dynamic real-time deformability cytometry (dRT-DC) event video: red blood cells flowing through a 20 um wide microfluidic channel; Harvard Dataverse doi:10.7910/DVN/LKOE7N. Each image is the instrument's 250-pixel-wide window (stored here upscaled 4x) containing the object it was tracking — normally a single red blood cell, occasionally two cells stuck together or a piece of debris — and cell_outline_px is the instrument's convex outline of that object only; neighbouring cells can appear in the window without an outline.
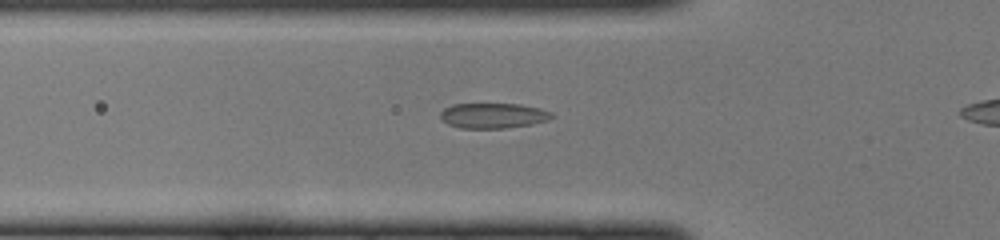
{"species": "common noctule bat (a hibernating species)", "species_latin": "Nyctalus noctula", "temperature_condition": "cold", "stored_images_in_passage": 29, "camera_frame_rate_fps": 3000, "um_per_image_px": 0.085, "animal": {"sex": "female", "body_mass_g": 22.0, "forearm_length_mm": 56.7}, "frame": {"image": 1, "passage_image": 6, "time_ms": 1.667, "image_size_px": [1000, 240], "cell_outline_px": [[556, 116], [548, 120], [532, 124], [504, 128], [460, 128], [448, 124], [440, 116], [440, 112], [444, 108], [452, 104], [520, 104], [540, 108], [552, 112]], "centroid_in_image_um": [41.95, 9.82], "position_along_channel_um": 83.9, "area_um2": 16.42}}
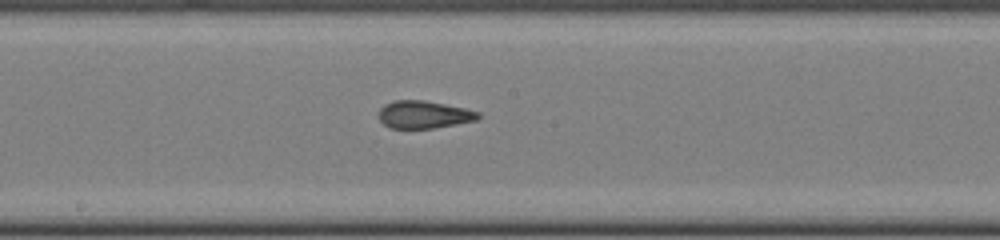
{"frame": {"image": 2, "passage_image": 15, "time_ms": 4.667, "image_size_px": [1000, 240], "cell_outline_px": [[480, 116], [476, 120], [456, 124], [432, 128], [388, 128], [380, 120], [380, 108], [384, 104], [396, 100], [424, 100], [464, 108], [480, 112]], "centroid_in_image_um": [36.02, 9.74], "position_along_channel_um": 212.2, "area_um2": 15.84}}
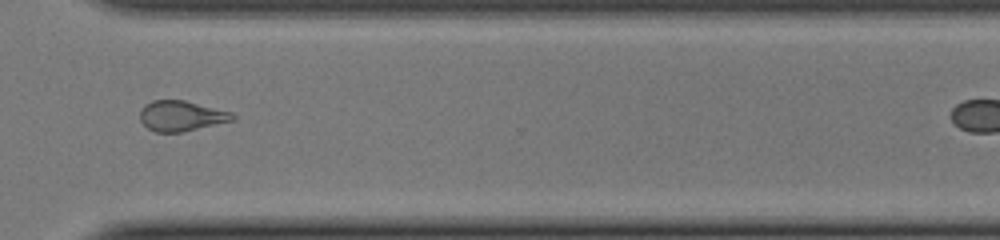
{"frame": {"image": 3, "passage_image": 25, "time_ms": 8.0, "image_size_px": [1000, 240], "cell_outline_px": [[236, 120], [180, 132], [156, 132], [148, 128], [140, 120], [140, 108], [144, 104], [152, 100], [184, 100], [232, 112], [236, 116]], "centroid_in_image_um": [15.41, 9.84], "position_along_channel_um": 355.2, "area_um2": 16.42}}